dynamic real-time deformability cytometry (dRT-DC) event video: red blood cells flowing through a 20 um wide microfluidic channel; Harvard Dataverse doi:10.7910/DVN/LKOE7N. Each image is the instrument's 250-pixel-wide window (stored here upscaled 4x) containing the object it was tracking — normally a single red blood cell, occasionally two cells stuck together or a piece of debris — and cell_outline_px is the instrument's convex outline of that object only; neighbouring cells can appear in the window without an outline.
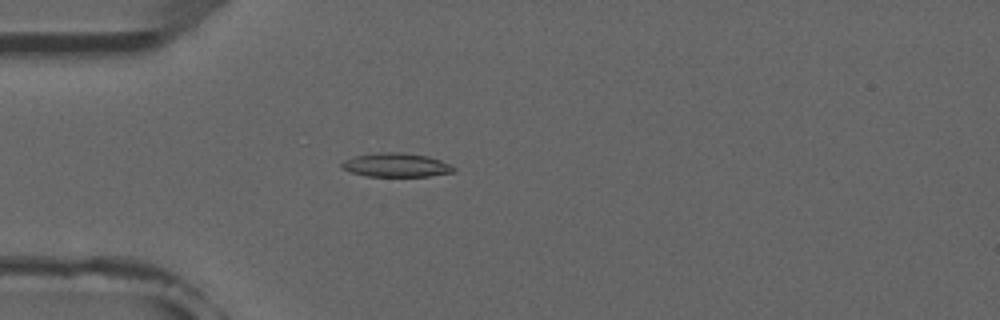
{"species": "common noctule bat (a hibernating species)", "species_latin": "Nyctalus noctula", "temperature_condition": "room temperature", "stored_images_in_passage": 5, "camera_frame_rate_fps": 3000, "um_per_image_px": 0.085, "animal": {"sex": "male", "forearm_length_mm": 52.5}, "frame": {"image": 1, "passage_image": 5, "time_ms": 4.667, "image_size_px": [1000, 320], "cell_outline_px": [[456, 172], [428, 176], [368, 176], [352, 172], [344, 168], [340, 164], [344, 160], [356, 156], [376, 152], [400, 152], [428, 156], [440, 160], [456, 168]], "centroid_in_image_um": [33.7, 14.02], "position_along_channel_um": 51.3, "area_um2": 15.43}}